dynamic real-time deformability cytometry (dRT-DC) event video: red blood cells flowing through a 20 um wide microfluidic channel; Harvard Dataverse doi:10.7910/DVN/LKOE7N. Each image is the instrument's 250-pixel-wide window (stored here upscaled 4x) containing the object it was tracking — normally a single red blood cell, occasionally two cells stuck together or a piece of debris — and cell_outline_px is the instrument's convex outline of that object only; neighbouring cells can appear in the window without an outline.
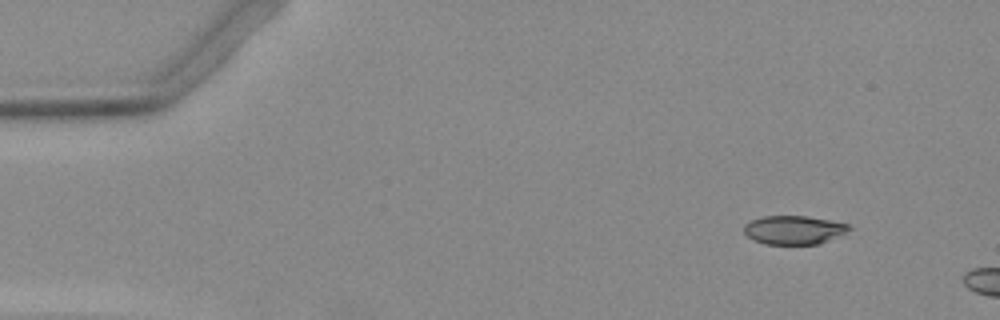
{"species": "Egyptian fruit bat (a non-hibernating species)", "species_latin": "Rousettus aegyptiacus", "temperature_condition": "warm", "stored_images_in_passage": 5, "camera_frame_rate_fps": 3000, "um_per_image_px": 0.085, "animal": {"sex": "female"}, "frame": {"image": 1, "passage_image": 1, "time_ms": 0.0, "image_size_px": [1000, 320], "cell_outline_px": [[852, 228], [820, 244], [764, 244], [752, 240], [744, 232], [744, 224], [752, 220], [764, 216], [808, 216], [848, 224]], "centroid_in_image_um": [67.43, 19.54], "position_along_channel_um": 17.6, "area_um2": 17.4}}